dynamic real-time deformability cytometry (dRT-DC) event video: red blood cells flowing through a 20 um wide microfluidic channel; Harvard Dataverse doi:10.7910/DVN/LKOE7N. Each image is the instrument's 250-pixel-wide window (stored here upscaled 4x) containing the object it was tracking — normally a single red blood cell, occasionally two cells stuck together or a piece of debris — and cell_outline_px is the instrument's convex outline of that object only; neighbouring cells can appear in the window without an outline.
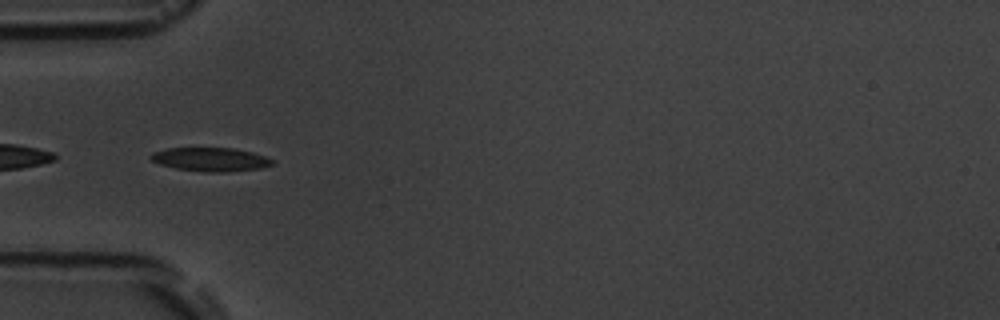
{"species": "common noctule bat (a hibernating species)", "species_latin": "Nyctalus noctula", "temperature_condition": "room temperature", "stored_images_in_passage": 10, "camera_frame_rate_fps": 3000, "um_per_image_px": 0.085, "animal": {"sex": "male", "body_mass_g": 19.5, "forearm_length_mm": 54.6}, "frame": {"image": 1, "passage_image": 5, "time_ms": 4.667, "image_size_px": [1000, 320], "cell_outline_px": [[276, 160], [272, 164], [260, 168], [228, 172], [204, 172], [176, 168], [160, 164], [152, 160], [148, 156], [152, 152], [168, 148], [232, 148], [252, 152]], "centroid_in_image_um": [17.89, 13.55], "position_along_channel_um": 67.1, "area_um2": 16.76}}
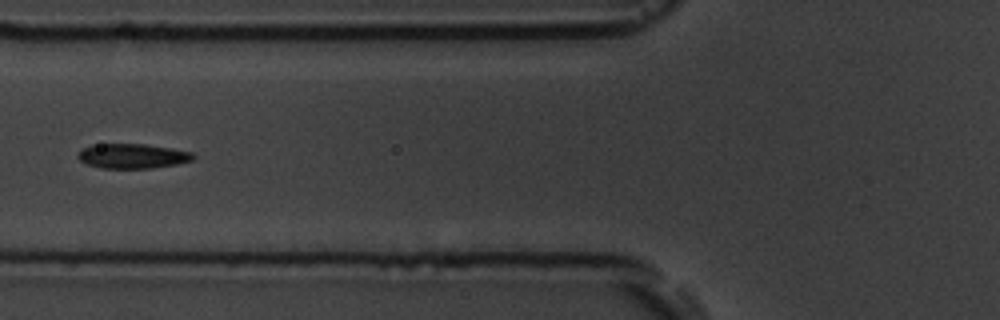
{"frame": {"image": 2, "passage_image": 6, "time_ms": 6.0, "image_size_px": [1000, 320], "cell_outline_px": [[196, 156], [192, 160], [176, 164], [152, 168], [100, 168], [88, 164], [80, 160], [76, 156], [84, 148], [92, 144], [144, 144], [172, 148], [192, 152]], "centroid_in_image_um": [11.27, 13.26], "position_along_channel_um": 114.5, "area_um2": 16.53}}
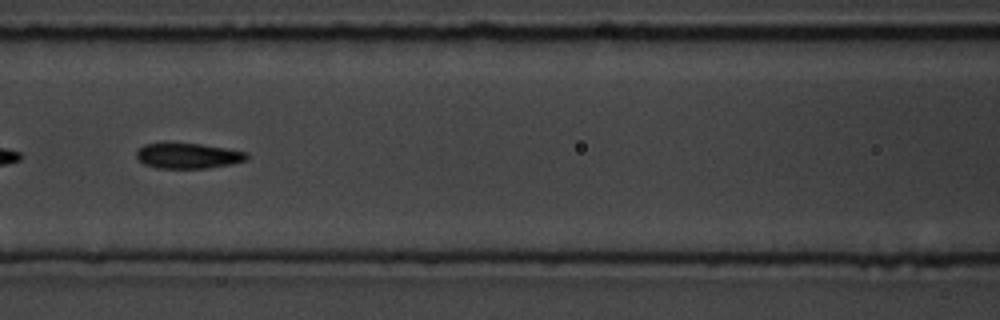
{"frame": {"image": 3, "passage_image": 7, "time_ms": 7.0, "image_size_px": [1000, 320], "cell_outline_px": [[248, 160], [232, 164], [208, 168], [156, 168], [144, 164], [136, 156], [136, 152], [144, 144], [164, 140], [168, 140], [200, 144], [248, 152]], "centroid_in_image_um": [15.94, 13.2], "position_along_channel_um": 150.7, "area_um2": 16.99}}